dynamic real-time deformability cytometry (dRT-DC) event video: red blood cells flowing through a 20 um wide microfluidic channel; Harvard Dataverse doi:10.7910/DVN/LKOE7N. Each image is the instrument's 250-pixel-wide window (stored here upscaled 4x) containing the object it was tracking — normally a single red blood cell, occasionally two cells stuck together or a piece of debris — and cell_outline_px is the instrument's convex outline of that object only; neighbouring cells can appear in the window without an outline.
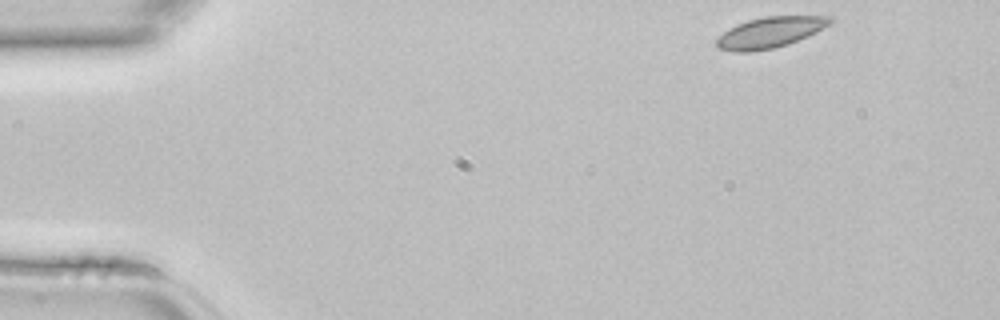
{"species": "common noctule bat (a hibernating species)", "species_latin": "Nyctalus noctula", "temperature_condition": "room temperature", "stored_images_in_passage": 41, "camera_frame_rate_fps": 3000, "um_per_image_px": 0.085, "animal": {"sex": "female", "body_mass_g": 22.7, "forearm_length_mm": 54.2}, "frame": {"image": 1, "passage_image": 1, "time_ms": 0.0, "image_size_px": [1000, 320], "cell_outline_px": [[832, 20], [828, 24], [808, 36], [788, 44], [772, 48], [752, 52], [736, 52], [720, 48], [716, 44], [716, 40], [728, 28], [736, 24], [748, 20], [764, 16], [832, 16]], "centroid_in_image_um": [65.42, 2.75], "position_along_channel_um": 19.6, "area_um2": 20.11}}
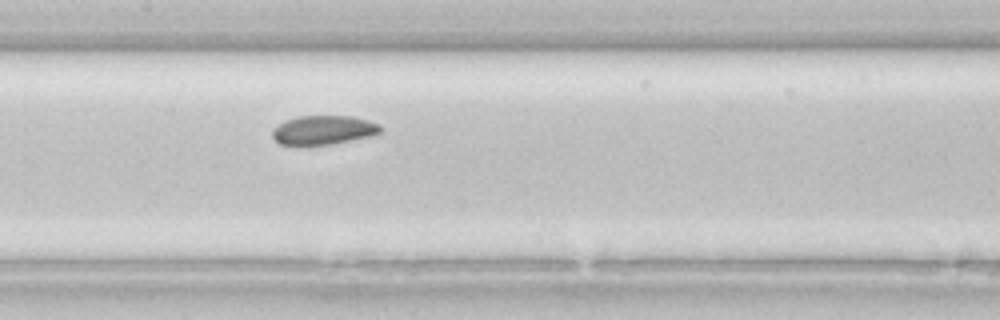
{"frame": {"image": 2, "passage_image": 18, "time_ms": 5.667, "image_size_px": [1000, 320], "cell_outline_px": [[380, 132], [372, 136], [332, 144], [280, 144], [272, 136], [272, 128], [284, 120], [296, 116], [352, 116], [368, 120], [380, 124]], "centroid_in_image_um": [27.49, 11.03], "position_along_channel_um": 179.9, "area_um2": 18.26}}
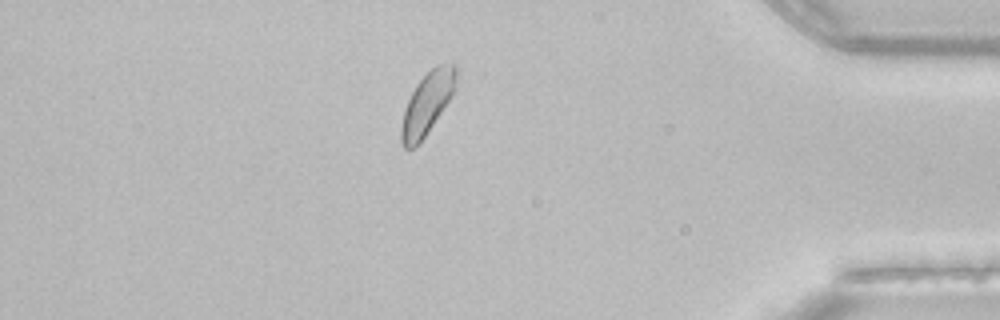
{"frame": {"image": 3, "passage_image": 35, "time_ms": 11.333, "image_size_px": [1000, 320], "cell_outline_px": [[456, 88], [452, 96], [420, 144], [412, 148], [404, 148], [400, 140], [400, 128], [404, 108], [416, 84], [436, 64], [456, 64]], "centroid_in_image_um": [36.3, 8.81], "position_along_channel_um": 398.9, "area_um2": 19.88}}